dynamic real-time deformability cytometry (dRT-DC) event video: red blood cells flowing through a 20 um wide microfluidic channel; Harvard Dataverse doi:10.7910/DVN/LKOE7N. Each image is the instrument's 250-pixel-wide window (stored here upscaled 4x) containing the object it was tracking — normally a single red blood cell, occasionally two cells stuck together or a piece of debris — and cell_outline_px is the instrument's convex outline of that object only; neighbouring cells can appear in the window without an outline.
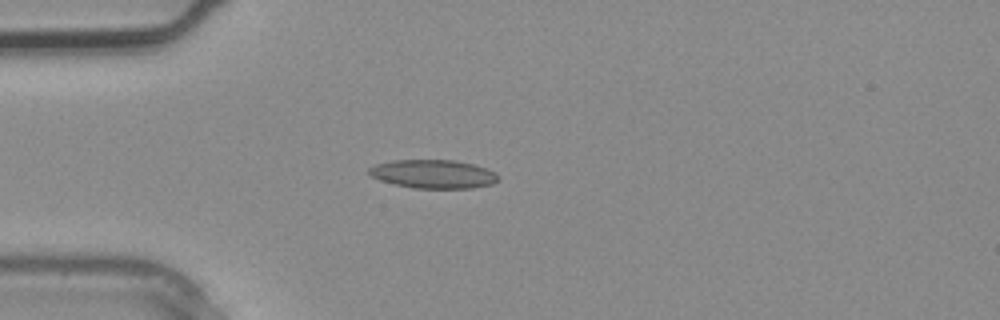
{"species": "common noctule bat (a hibernating species)", "species_latin": "Nyctalus noctula", "temperature_condition": "warm", "stored_images_in_passage": 1, "camera_frame_rate_fps": 3000, "um_per_image_px": 0.085, "animal": {"sex": "male", "body_mass_g": 20.4}, "frame": {"image": 1, "passage_image": 1, "time_ms": 0.0, "image_size_px": [1000, 320], "cell_outline_px": [[496, 180], [492, 184], [472, 188], [412, 188], [380, 180], [372, 176], [368, 172], [368, 168], [376, 164], [392, 160], [456, 160], [472, 164], [496, 172]], "centroid_in_image_um": [36.8, 14.79], "position_along_channel_um": 48.2, "area_um2": 21.33}}